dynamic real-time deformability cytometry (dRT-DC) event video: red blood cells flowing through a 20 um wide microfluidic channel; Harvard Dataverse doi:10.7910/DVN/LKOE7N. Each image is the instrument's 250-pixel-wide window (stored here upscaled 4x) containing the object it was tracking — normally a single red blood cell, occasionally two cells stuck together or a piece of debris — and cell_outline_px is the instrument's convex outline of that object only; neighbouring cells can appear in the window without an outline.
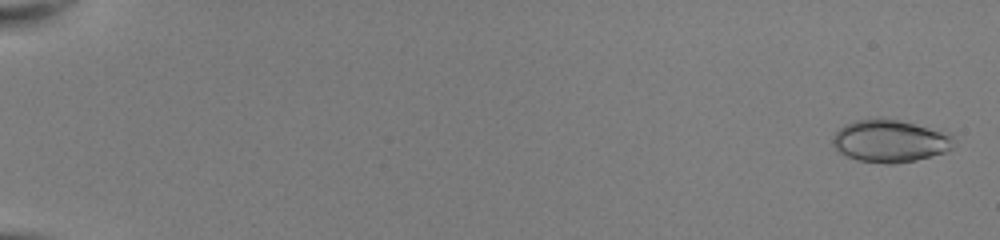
{"species": "common noctule bat (a hibernating species)", "species_latin": "Nyctalus noctula", "temperature_condition": "room temperature", "stored_images_in_passage": 52, "camera_frame_rate_fps": 3000, "um_per_image_px": 0.085, "animal": {"sex": "female", "body_mass_g": 22.0, "forearm_length_mm": 56.7}, "frame": {"image": 1, "passage_image": 2, "time_ms": 0.333, "image_size_px": [1000, 240], "cell_outline_px": [[952, 148], [944, 152], [916, 160], [896, 164], [888, 164], [856, 160], [836, 152], [832, 144], [832, 136], [844, 124], [856, 120], [896, 120], [952, 132]], "centroid_in_image_um": [75.63, 12.01], "position_along_channel_um": 9.4, "area_um2": 29.88}}
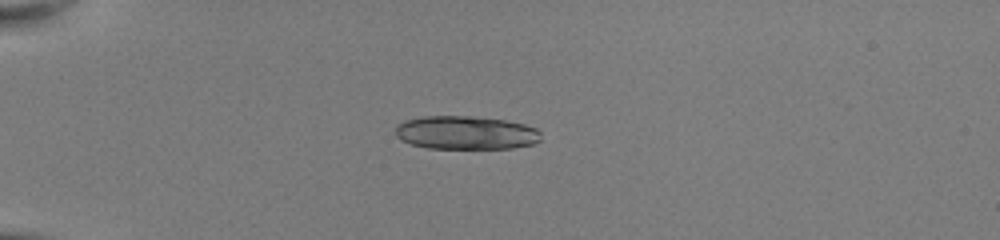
{"frame": {"image": 2, "passage_image": 16, "time_ms": 5.0, "image_size_px": [1000, 240], "cell_outline_px": [[540, 140], [532, 144], [512, 148], [428, 148], [412, 144], [396, 136], [396, 124], [404, 120], [424, 116], [472, 116], [504, 120], [524, 124], [536, 128], [540, 132]], "centroid_in_image_um": [39.59, 11.27], "position_along_channel_um": 45.4, "area_um2": 28.26}, "authors_computed_cell_mechanics": {"area_um2": 28.2353, "velocity_mm_per_s": 4.0744, "shape_relaxation_time_tau1_ms": 2.4008, "shape_relaxation_time_tau2_ms": 1.6444, "deformation_change_tau1": 0.3575, "deformation_change_tau2": 0.0724}}